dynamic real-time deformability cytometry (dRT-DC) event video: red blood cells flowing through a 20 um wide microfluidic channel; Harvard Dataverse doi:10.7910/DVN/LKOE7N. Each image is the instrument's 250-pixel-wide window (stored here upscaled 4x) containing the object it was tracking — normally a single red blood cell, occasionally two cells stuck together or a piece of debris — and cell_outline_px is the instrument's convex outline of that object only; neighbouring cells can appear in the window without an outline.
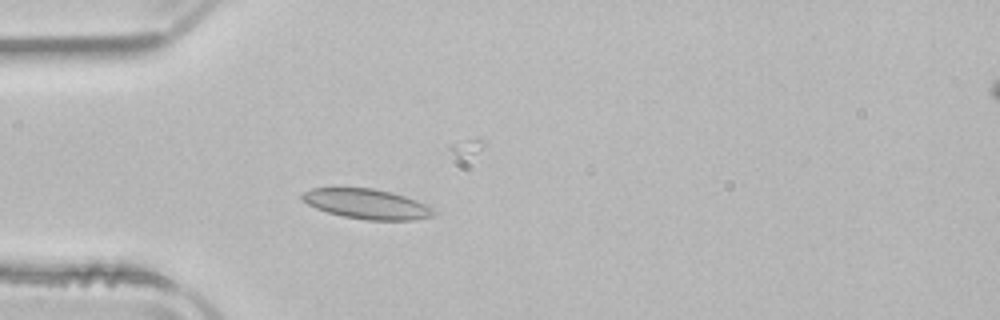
{"species": "common noctule bat (a hibernating species)", "species_latin": "Nyctalus noctula", "temperature_condition": "room temperature", "stored_images_in_passage": 4, "camera_frame_rate_fps": 3000, "um_per_image_px": 0.085, "animal": {"sex": "male", "body_mass_g": 21.5, "forearm_length_mm": 52.0}, "frame": {"image": 1, "passage_image": 3, "time_ms": 0.667, "image_size_px": [1000, 320], "cell_outline_px": [[436, 212], [432, 216], [412, 220], [368, 220], [344, 216], [328, 212], [316, 208], [300, 200], [300, 196], [304, 192], [312, 188], [372, 188], [392, 192], [416, 200], [432, 208]], "centroid_in_image_um": [31.16, 17.33], "position_along_channel_um": 53.8, "area_um2": 22.77}}